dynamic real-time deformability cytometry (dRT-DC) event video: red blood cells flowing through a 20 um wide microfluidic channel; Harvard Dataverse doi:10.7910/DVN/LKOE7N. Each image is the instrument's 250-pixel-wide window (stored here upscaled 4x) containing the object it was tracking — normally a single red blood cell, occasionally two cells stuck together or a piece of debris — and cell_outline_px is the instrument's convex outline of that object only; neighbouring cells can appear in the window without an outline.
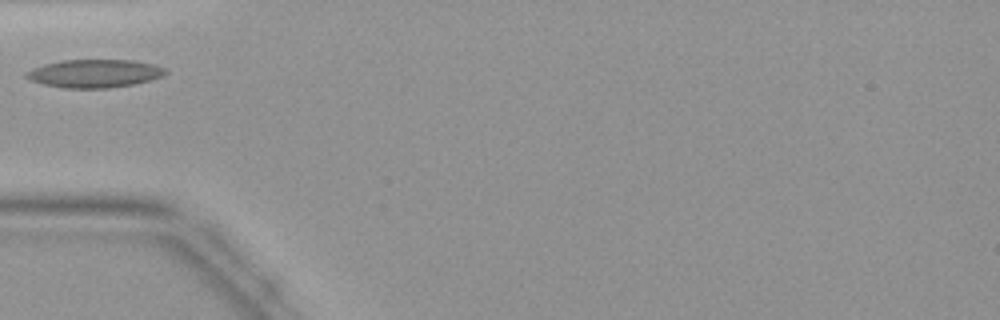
{"species": "common noctule bat (a hibernating species)", "species_latin": "Nyctalus noctula", "temperature_condition": "warm", "stored_images_in_passage": 24, "camera_frame_rate_fps": 3000, "um_per_image_px": 0.085, "animal": {"sex": "female", "body_mass_g": 19.9}, "frame": {"image": 1, "passage_image": 1, "time_ms": 0.0, "image_size_px": [1000, 320], "cell_outline_px": [[168, 72], [164, 76], [132, 84], [108, 88], [64, 88], [44, 84], [32, 80], [24, 76], [24, 72], [32, 68], [44, 64], [60, 60], [132, 60], [152, 64], [164, 68]], "centroid_in_image_um": [8.0, 6.24], "position_along_channel_um": 77.0, "area_um2": 22.72}}
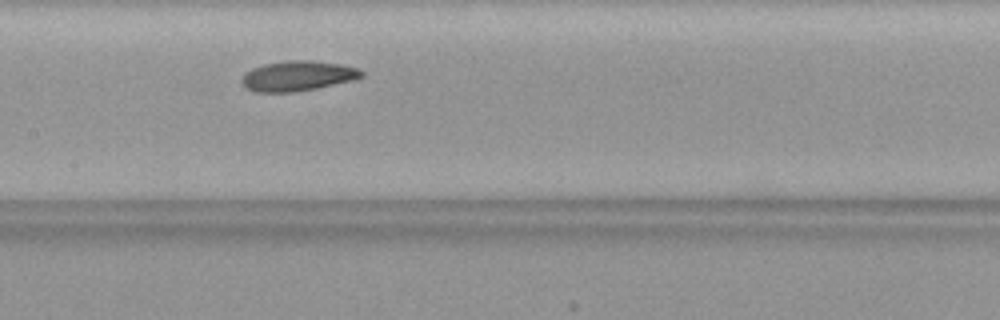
{"frame": {"image": 2, "passage_image": 8, "time_ms": 2.333, "image_size_px": [1000, 320], "cell_outline_px": [[364, 76], [356, 80], [316, 88], [292, 92], [256, 92], [248, 88], [240, 80], [244, 72], [252, 68], [264, 64], [288, 60], [312, 60], [340, 64], [356, 68], [364, 72]], "centroid_in_image_um": [25.32, 6.45], "position_along_channel_um": 182.1, "area_um2": 21.04}}
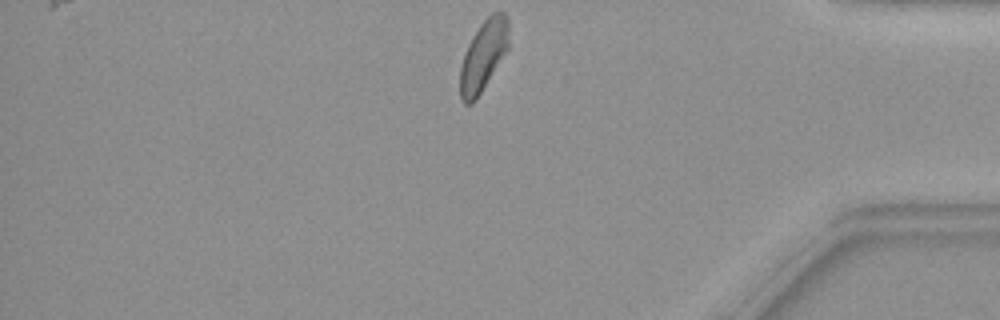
{"frame": {"image": 3, "passage_image": 24, "time_ms": 7.667, "image_size_px": [1000, 320], "cell_outline_px": [[508, 48], [476, 100], [472, 104], [464, 104], [460, 100], [460, 68], [464, 52], [472, 36], [480, 24], [492, 12], [504, 12], [508, 16]], "centroid_in_image_um": [41.07, 4.73], "position_along_channel_um": 394.1, "area_um2": 20.0}}